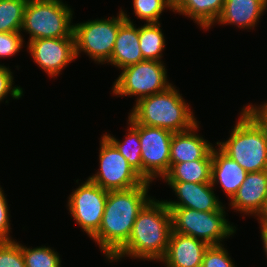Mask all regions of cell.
<instances>
[{
	"label": "cell",
	"mask_w": 267,
	"mask_h": 267,
	"mask_svg": "<svg viewBox=\"0 0 267 267\" xmlns=\"http://www.w3.org/2000/svg\"><path fill=\"white\" fill-rule=\"evenodd\" d=\"M23 38L20 32L0 33V57H11L21 50Z\"/></svg>",
	"instance_id": "29"
},
{
	"label": "cell",
	"mask_w": 267,
	"mask_h": 267,
	"mask_svg": "<svg viewBox=\"0 0 267 267\" xmlns=\"http://www.w3.org/2000/svg\"><path fill=\"white\" fill-rule=\"evenodd\" d=\"M134 14L146 23H159L164 9H173V0H133Z\"/></svg>",
	"instance_id": "26"
},
{
	"label": "cell",
	"mask_w": 267,
	"mask_h": 267,
	"mask_svg": "<svg viewBox=\"0 0 267 267\" xmlns=\"http://www.w3.org/2000/svg\"><path fill=\"white\" fill-rule=\"evenodd\" d=\"M267 200V170L247 173L230 201L234 210L257 215Z\"/></svg>",
	"instance_id": "15"
},
{
	"label": "cell",
	"mask_w": 267,
	"mask_h": 267,
	"mask_svg": "<svg viewBox=\"0 0 267 267\" xmlns=\"http://www.w3.org/2000/svg\"><path fill=\"white\" fill-rule=\"evenodd\" d=\"M150 182L126 190L108 191L99 230L91 237L109 260L129 239L139 212L151 200Z\"/></svg>",
	"instance_id": "1"
},
{
	"label": "cell",
	"mask_w": 267,
	"mask_h": 267,
	"mask_svg": "<svg viewBox=\"0 0 267 267\" xmlns=\"http://www.w3.org/2000/svg\"><path fill=\"white\" fill-rule=\"evenodd\" d=\"M258 220H260L261 227H267V200L265 201L261 211L257 214Z\"/></svg>",
	"instance_id": "32"
},
{
	"label": "cell",
	"mask_w": 267,
	"mask_h": 267,
	"mask_svg": "<svg viewBox=\"0 0 267 267\" xmlns=\"http://www.w3.org/2000/svg\"><path fill=\"white\" fill-rule=\"evenodd\" d=\"M261 238L264 244V251L267 255V227H261Z\"/></svg>",
	"instance_id": "33"
},
{
	"label": "cell",
	"mask_w": 267,
	"mask_h": 267,
	"mask_svg": "<svg viewBox=\"0 0 267 267\" xmlns=\"http://www.w3.org/2000/svg\"><path fill=\"white\" fill-rule=\"evenodd\" d=\"M211 164L212 159H197L170 164V170L163 179L166 181L211 183Z\"/></svg>",
	"instance_id": "21"
},
{
	"label": "cell",
	"mask_w": 267,
	"mask_h": 267,
	"mask_svg": "<svg viewBox=\"0 0 267 267\" xmlns=\"http://www.w3.org/2000/svg\"><path fill=\"white\" fill-rule=\"evenodd\" d=\"M100 141V171L88 178L91 182L108 191L126 190L145 182L105 135Z\"/></svg>",
	"instance_id": "9"
},
{
	"label": "cell",
	"mask_w": 267,
	"mask_h": 267,
	"mask_svg": "<svg viewBox=\"0 0 267 267\" xmlns=\"http://www.w3.org/2000/svg\"><path fill=\"white\" fill-rule=\"evenodd\" d=\"M140 49L144 60L161 61L165 39L159 23H146L139 28Z\"/></svg>",
	"instance_id": "23"
},
{
	"label": "cell",
	"mask_w": 267,
	"mask_h": 267,
	"mask_svg": "<svg viewBox=\"0 0 267 267\" xmlns=\"http://www.w3.org/2000/svg\"><path fill=\"white\" fill-rule=\"evenodd\" d=\"M28 0H0V33L21 32Z\"/></svg>",
	"instance_id": "24"
},
{
	"label": "cell",
	"mask_w": 267,
	"mask_h": 267,
	"mask_svg": "<svg viewBox=\"0 0 267 267\" xmlns=\"http://www.w3.org/2000/svg\"><path fill=\"white\" fill-rule=\"evenodd\" d=\"M108 190L87 179L68 200V210L79 226L92 237L102 222Z\"/></svg>",
	"instance_id": "11"
},
{
	"label": "cell",
	"mask_w": 267,
	"mask_h": 267,
	"mask_svg": "<svg viewBox=\"0 0 267 267\" xmlns=\"http://www.w3.org/2000/svg\"><path fill=\"white\" fill-rule=\"evenodd\" d=\"M267 9V0H225L217 23L253 28Z\"/></svg>",
	"instance_id": "19"
},
{
	"label": "cell",
	"mask_w": 267,
	"mask_h": 267,
	"mask_svg": "<svg viewBox=\"0 0 267 267\" xmlns=\"http://www.w3.org/2000/svg\"><path fill=\"white\" fill-rule=\"evenodd\" d=\"M13 76L9 68L0 64V101L11 94L13 99H19L23 95V90L20 87H13Z\"/></svg>",
	"instance_id": "30"
},
{
	"label": "cell",
	"mask_w": 267,
	"mask_h": 267,
	"mask_svg": "<svg viewBox=\"0 0 267 267\" xmlns=\"http://www.w3.org/2000/svg\"><path fill=\"white\" fill-rule=\"evenodd\" d=\"M197 128L198 123L189 130L173 133L170 149V164L197 159H212L213 146L195 132Z\"/></svg>",
	"instance_id": "16"
},
{
	"label": "cell",
	"mask_w": 267,
	"mask_h": 267,
	"mask_svg": "<svg viewBox=\"0 0 267 267\" xmlns=\"http://www.w3.org/2000/svg\"><path fill=\"white\" fill-rule=\"evenodd\" d=\"M225 0H173V12H178L209 29L220 16Z\"/></svg>",
	"instance_id": "20"
},
{
	"label": "cell",
	"mask_w": 267,
	"mask_h": 267,
	"mask_svg": "<svg viewBox=\"0 0 267 267\" xmlns=\"http://www.w3.org/2000/svg\"><path fill=\"white\" fill-rule=\"evenodd\" d=\"M267 121V114H260Z\"/></svg>",
	"instance_id": "35"
},
{
	"label": "cell",
	"mask_w": 267,
	"mask_h": 267,
	"mask_svg": "<svg viewBox=\"0 0 267 267\" xmlns=\"http://www.w3.org/2000/svg\"><path fill=\"white\" fill-rule=\"evenodd\" d=\"M72 10L62 0H28L21 31L30 34L29 41L73 36Z\"/></svg>",
	"instance_id": "5"
},
{
	"label": "cell",
	"mask_w": 267,
	"mask_h": 267,
	"mask_svg": "<svg viewBox=\"0 0 267 267\" xmlns=\"http://www.w3.org/2000/svg\"><path fill=\"white\" fill-rule=\"evenodd\" d=\"M172 232L171 212L165 202L151 199L139 212L128 241L109 259L128 257L161 261Z\"/></svg>",
	"instance_id": "2"
},
{
	"label": "cell",
	"mask_w": 267,
	"mask_h": 267,
	"mask_svg": "<svg viewBox=\"0 0 267 267\" xmlns=\"http://www.w3.org/2000/svg\"><path fill=\"white\" fill-rule=\"evenodd\" d=\"M247 172L235 160L226 155L220 148H212L211 184L220 183L226 195L232 199Z\"/></svg>",
	"instance_id": "18"
},
{
	"label": "cell",
	"mask_w": 267,
	"mask_h": 267,
	"mask_svg": "<svg viewBox=\"0 0 267 267\" xmlns=\"http://www.w3.org/2000/svg\"><path fill=\"white\" fill-rule=\"evenodd\" d=\"M25 267H61L57 252L49 247L27 248L22 245Z\"/></svg>",
	"instance_id": "25"
},
{
	"label": "cell",
	"mask_w": 267,
	"mask_h": 267,
	"mask_svg": "<svg viewBox=\"0 0 267 267\" xmlns=\"http://www.w3.org/2000/svg\"><path fill=\"white\" fill-rule=\"evenodd\" d=\"M125 21L121 10L115 18L95 19L73 25L76 58L82 51L97 63L109 62L119 27Z\"/></svg>",
	"instance_id": "7"
},
{
	"label": "cell",
	"mask_w": 267,
	"mask_h": 267,
	"mask_svg": "<svg viewBox=\"0 0 267 267\" xmlns=\"http://www.w3.org/2000/svg\"><path fill=\"white\" fill-rule=\"evenodd\" d=\"M0 267H25L21 244L14 240L0 242Z\"/></svg>",
	"instance_id": "27"
},
{
	"label": "cell",
	"mask_w": 267,
	"mask_h": 267,
	"mask_svg": "<svg viewBox=\"0 0 267 267\" xmlns=\"http://www.w3.org/2000/svg\"><path fill=\"white\" fill-rule=\"evenodd\" d=\"M126 21L119 27L111 58L108 63L124 69L143 61L139 42V28L134 26L127 14L122 11Z\"/></svg>",
	"instance_id": "17"
},
{
	"label": "cell",
	"mask_w": 267,
	"mask_h": 267,
	"mask_svg": "<svg viewBox=\"0 0 267 267\" xmlns=\"http://www.w3.org/2000/svg\"><path fill=\"white\" fill-rule=\"evenodd\" d=\"M208 246L192 236L172 231L167 252L161 262L167 267H200Z\"/></svg>",
	"instance_id": "14"
},
{
	"label": "cell",
	"mask_w": 267,
	"mask_h": 267,
	"mask_svg": "<svg viewBox=\"0 0 267 267\" xmlns=\"http://www.w3.org/2000/svg\"><path fill=\"white\" fill-rule=\"evenodd\" d=\"M202 267H235L223 245H210L206 249Z\"/></svg>",
	"instance_id": "28"
},
{
	"label": "cell",
	"mask_w": 267,
	"mask_h": 267,
	"mask_svg": "<svg viewBox=\"0 0 267 267\" xmlns=\"http://www.w3.org/2000/svg\"><path fill=\"white\" fill-rule=\"evenodd\" d=\"M161 61L143 60L128 66L114 82L116 96H137V100L162 92L172 84L167 80V71Z\"/></svg>",
	"instance_id": "8"
},
{
	"label": "cell",
	"mask_w": 267,
	"mask_h": 267,
	"mask_svg": "<svg viewBox=\"0 0 267 267\" xmlns=\"http://www.w3.org/2000/svg\"><path fill=\"white\" fill-rule=\"evenodd\" d=\"M171 212L172 231L192 236L210 245L235 233V227L225 219V211L201 212L190 208H168Z\"/></svg>",
	"instance_id": "6"
},
{
	"label": "cell",
	"mask_w": 267,
	"mask_h": 267,
	"mask_svg": "<svg viewBox=\"0 0 267 267\" xmlns=\"http://www.w3.org/2000/svg\"><path fill=\"white\" fill-rule=\"evenodd\" d=\"M27 47L34 62L52 77L76 59L74 37L34 39Z\"/></svg>",
	"instance_id": "12"
},
{
	"label": "cell",
	"mask_w": 267,
	"mask_h": 267,
	"mask_svg": "<svg viewBox=\"0 0 267 267\" xmlns=\"http://www.w3.org/2000/svg\"><path fill=\"white\" fill-rule=\"evenodd\" d=\"M259 114H267V102L263 105H260L258 108L256 106H252Z\"/></svg>",
	"instance_id": "34"
},
{
	"label": "cell",
	"mask_w": 267,
	"mask_h": 267,
	"mask_svg": "<svg viewBox=\"0 0 267 267\" xmlns=\"http://www.w3.org/2000/svg\"><path fill=\"white\" fill-rule=\"evenodd\" d=\"M173 132L139 124L142 178L151 182L163 178L170 170V149Z\"/></svg>",
	"instance_id": "10"
},
{
	"label": "cell",
	"mask_w": 267,
	"mask_h": 267,
	"mask_svg": "<svg viewBox=\"0 0 267 267\" xmlns=\"http://www.w3.org/2000/svg\"><path fill=\"white\" fill-rule=\"evenodd\" d=\"M7 200L4 192L0 187V242L13 240L10 235V223Z\"/></svg>",
	"instance_id": "31"
},
{
	"label": "cell",
	"mask_w": 267,
	"mask_h": 267,
	"mask_svg": "<svg viewBox=\"0 0 267 267\" xmlns=\"http://www.w3.org/2000/svg\"><path fill=\"white\" fill-rule=\"evenodd\" d=\"M189 104L172 85L166 90L136 100L129 116L137 123L163 128L173 133L191 129L197 124Z\"/></svg>",
	"instance_id": "4"
},
{
	"label": "cell",
	"mask_w": 267,
	"mask_h": 267,
	"mask_svg": "<svg viewBox=\"0 0 267 267\" xmlns=\"http://www.w3.org/2000/svg\"><path fill=\"white\" fill-rule=\"evenodd\" d=\"M128 134L123 142L118 141L110 134L105 136L116 146L119 152L133 167V169L142 177V160H141V147L139 140V124H137L130 116L128 117Z\"/></svg>",
	"instance_id": "22"
},
{
	"label": "cell",
	"mask_w": 267,
	"mask_h": 267,
	"mask_svg": "<svg viewBox=\"0 0 267 267\" xmlns=\"http://www.w3.org/2000/svg\"><path fill=\"white\" fill-rule=\"evenodd\" d=\"M217 146L247 173L267 170V121L251 104L243 107L230 138Z\"/></svg>",
	"instance_id": "3"
},
{
	"label": "cell",
	"mask_w": 267,
	"mask_h": 267,
	"mask_svg": "<svg viewBox=\"0 0 267 267\" xmlns=\"http://www.w3.org/2000/svg\"><path fill=\"white\" fill-rule=\"evenodd\" d=\"M175 191L179 201L164 200L168 208H190L201 212L224 210L215 196L211 183L166 181Z\"/></svg>",
	"instance_id": "13"
}]
</instances>
